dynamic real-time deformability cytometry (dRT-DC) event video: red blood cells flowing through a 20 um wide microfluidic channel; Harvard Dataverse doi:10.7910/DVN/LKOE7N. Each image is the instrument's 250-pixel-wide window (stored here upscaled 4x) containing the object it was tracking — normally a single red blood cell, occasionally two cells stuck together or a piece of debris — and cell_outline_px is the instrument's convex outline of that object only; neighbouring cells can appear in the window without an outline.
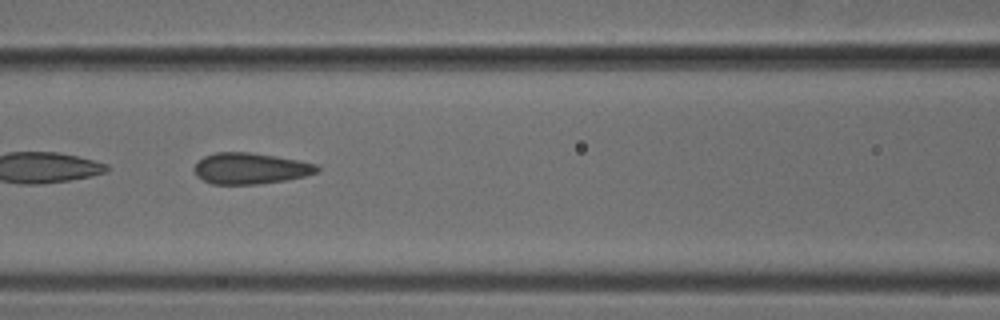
{"species": "common noctule bat (a hibernating species)", "species_latin": "Nyctalus noctula", "temperature_condition": "cold", "stored_images_in_passage": 49, "camera_frame_rate_fps": 3000, "um_per_image_px": 0.085, "animal": {"sex": "male", "body_mass_g": 18.8}, "frame": {"image": 1, "passage_image": 22, "time_ms": 7.0, "image_size_px": [1000, 320], "cell_outline_px": [[320, 172], [304, 176], [284, 180], [256, 184], [212, 184], [196, 176], [192, 168], [204, 156], [216, 152], [252, 152], [276, 156], [316, 164], [320, 168]], "centroid_in_image_um": [21.26, 14.31], "position_along_channel_um": 145.3, "area_um2": 22.25}}
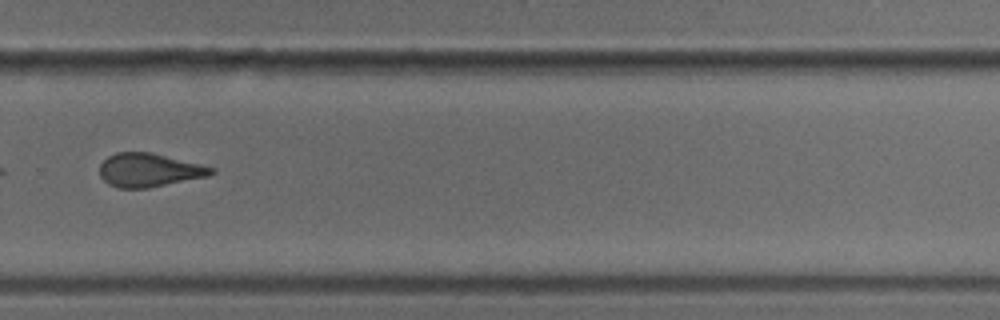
{"frame": {"image": 2, "passage_image": 35, "time_ms": 11.333, "image_size_px": [1000, 320], "cell_outline_px": [[216, 172], [208, 176], [148, 188], [116, 188], [108, 184], [100, 176], [100, 164], [108, 156], [116, 152], [152, 152], [216, 168]], "centroid_in_image_um": [12.67, 14.46], "position_along_channel_um": 317.1, "area_um2": 21.91}}